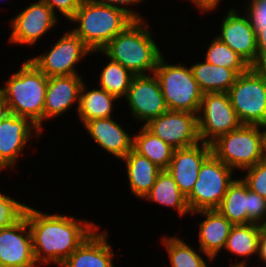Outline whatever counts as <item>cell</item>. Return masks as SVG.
Segmentation results:
<instances>
[{
  "label": "cell",
  "mask_w": 266,
  "mask_h": 267,
  "mask_svg": "<svg viewBox=\"0 0 266 267\" xmlns=\"http://www.w3.org/2000/svg\"><path fill=\"white\" fill-rule=\"evenodd\" d=\"M162 242L165 244L172 267H207L200 254L180 238L166 236Z\"/></svg>",
  "instance_id": "obj_31"
},
{
  "label": "cell",
  "mask_w": 266,
  "mask_h": 267,
  "mask_svg": "<svg viewBox=\"0 0 266 267\" xmlns=\"http://www.w3.org/2000/svg\"><path fill=\"white\" fill-rule=\"evenodd\" d=\"M246 261L244 260V262H239L238 264H233V265H230V267H246Z\"/></svg>",
  "instance_id": "obj_45"
},
{
  "label": "cell",
  "mask_w": 266,
  "mask_h": 267,
  "mask_svg": "<svg viewBox=\"0 0 266 267\" xmlns=\"http://www.w3.org/2000/svg\"><path fill=\"white\" fill-rule=\"evenodd\" d=\"M25 214L38 264L53 262L61 265L98 228L90 221L76 220L68 215L46 214L29 206Z\"/></svg>",
  "instance_id": "obj_1"
},
{
  "label": "cell",
  "mask_w": 266,
  "mask_h": 267,
  "mask_svg": "<svg viewBox=\"0 0 266 267\" xmlns=\"http://www.w3.org/2000/svg\"><path fill=\"white\" fill-rule=\"evenodd\" d=\"M174 149L186 148L200 143L197 114L167 110L144 125Z\"/></svg>",
  "instance_id": "obj_11"
},
{
  "label": "cell",
  "mask_w": 266,
  "mask_h": 267,
  "mask_svg": "<svg viewBox=\"0 0 266 267\" xmlns=\"http://www.w3.org/2000/svg\"><path fill=\"white\" fill-rule=\"evenodd\" d=\"M125 97L132 115L145 125L168 110L154 73L153 76L135 75Z\"/></svg>",
  "instance_id": "obj_12"
},
{
  "label": "cell",
  "mask_w": 266,
  "mask_h": 267,
  "mask_svg": "<svg viewBox=\"0 0 266 267\" xmlns=\"http://www.w3.org/2000/svg\"><path fill=\"white\" fill-rule=\"evenodd\" d=\"M248 4L246 14L254 29L266 27V0L250 1Z\"/></svg>",
  "instance_id": "obj_35"
},
{
  "label": "cell",
  "mask_w": 266,
  "mask_h": 267,
  "mask_svg": "<svg viewBox=\"0 0 266 267\" xmlns=\"http://www.w3.org/2000/svg\"><path fill=\"white\" fill-rule=\"evenodd\" d=\"M33 130L39 138L40 129L27 117L6 112L0 118V170L16 164Z\"/></svg>",
  "instance_id": "obj_14"
},
{
  "label": "cell",
  "mask_w": 266,
  "mask_h": 267,
  "mask_svg": "<svg viewBox=\"0 0 266 267\" xmlns=\"http://www.w3.org/2000/svg\"><path fill=\"white\" fill-rule=\"evenodd\" d=\"M85 86L83 83L77 105L80 121L85 124L93 119L112 117V105L118 98L101 88L86 91Z\"/></svg>",
  "instance_id": "obj_26"
},
{
  "label": "cell",
  "mask_w": 266,
  "mask_h": 267,
  "mask_svg": "<svg viewBox=\"0 0 266 267\" xmlns=\"http://www.w3.org/2000/svg\"><path fill=\"white\" fill-rule=\"evenodd\" d=\"M27 206L10 196L0 193V229L7 228L18 222L24 215Z\"/></svg>",
  "instance_id": "obj_32"
},
{
  "label": "cell",
  "mask_w": 266,
  "mask_h": 267,
  "mask_svg": "<svg viewBox=\"0 0 266 267\" xmlns=\"http://www.w3.org/2000/svg\"><path fill=\"white\" fill-rule=\"evenodd\" d=\"M247 175L242 179L248 188L266 199V159L247 168Z\"/></svg>",
  "instance_id": "obj_33"
},
{
  "label": "cell",
  "mask_w": 266,
  "mask_h": 267,
  "mask_svg": "<svg viewBox=\"0 0 266 267\" xmlns=\"http://www.w3.org/2000/svg\"><path fill=\"white\" fill-rule=\"evenodd\" d=\"M197 121L200 141L209 144L220 135L229 133L242 125L232 107L228 93L220 92L203 94Z\"/></svg>",
  "instance_id": "obj_9"
},
{
  "label": "cell",
  "mask_w": 266,
  "mask_h": 267,
  "mask_svg": "<svg viewBox=\"0 0 266 267\" xmlns=\"http://www.w3.org/2000/svg\"><path fill=\"white\" fill-rule=\"evenodd\" d=\"M48 77L30 60L0 88L6 110L29 118L41 131Z\"/></svg>",
  "instance_id": "obj_3"
},
{
  "label": "cell",
  "mask_w": 266,
  "mask_h": 267,
  "mask_svg": "<svg viewBox=\"0 0 266 267\" xmlns=\"http://www.w3.org/2000/svg\"><path fill=\"white\" fill-rule=\"evenodd\" d=\"M248 219L255 224H259L266 215V199L249 189V209H247Z\"/></svg>",
  "instance_id": "obj_34"
},
{
  "label": "cell",
  "mask_w": 266,
  "mask_h": 267,
  "mask_svg": "<svg viewBox=\"0 0 266 267\" xmlns=\"http://www.w3.org/2000/svg\"><path fill=\"white\" fill-rule=\"evenodd\" d=\"M265 220H261L259 223V228H260V233L261 234H266V215L264 216Z\"/></svg>",
  "instance_id": "obj_43"
},
{
  "label": "cell",
  "mask_w": 266,
  "mask_h": 267,
  "mask_svg": "<svg viewBox=\"0 0 266 267\" xmlns=\"http://www.w3.org/2000/svg\"><path fill=\"white\" fill-rule=\"evenodd\" d=\"M92 50L72 30L66 32L49 52L30 59L47 77L78 75L75 64Z\"/></svg>",
  "instance_id": "obj_10"
},
{
  "label": "cell",
  "mask_w": 266,
  "mask_h": 267,
  "mask_svg": "<svg viewBox=\"0 0 266 267\" xmlns=\"http://www.w3.org/2000/svg\"><path fill=\"white\" fill-rule=\"evenodd\" d=\"M10 42L16 44H34L57 22L56 13L42 0L26 7L11 20Z\"/></svg>",
  "instance_id": "obj_15"
},
{
  "label": "cell",
  "mask_w": 266,
  "mask_h": 267,
  "mask_svg": "<svg viewBox=\"0 0 266 267\" xmlns=\"http://www.w3.org/2000/svg\"><path fill=\"white\" fill-rule=\"evenodd\" d=\"M249 188L242 179L234 180L217 210L233 225L251 224L248 219Z\"/></svg>",
  "instance_id": "obj_24"
},
{
  "label": "cell",
  "mask_w": 266,
  "mask_h": 267,
  "mask_svg": "<svg viewBox=\"0 0 266 267\" xmlns=\"http://www.w3.org/2000/svg\"><path fill=\"white\" fill-rule=\"evenodd\" d=\"M7 112L3 95L0 93V118Z\"/></svg>",
  "instance_id": "obj_42"
},
{
  "label": "cell",
  "mask_w": 266,
  "mask_h": 267,
  "mask_svg": "<svg viewBox=\"0 0 266 267\" xmlns=\"http://www.w3.org/2000/svg\"><path fill=\"white\" fill-rule=\"evenodd\" d=\"M237 13L234 8L228 11L221 23V34L217 38L240 55L251 68L256 69V30L248 15L241 16Z\"/></svg>",
  "instance_id": "obj_16"
},
{
  "label": "cell",
  "mask_w": 266,
  "mask_h": 267,
  "mask_svg": "<svg viewBox=\"0 0 266 267\" xmlns=\"http://www.w3.org/2000/svg\"><path fill=\"white\" fill-rule=\"evenodd\" d=\"M211 154V145L205 142L175 149L166 170L186 197L191 193L193 185L197 181L201 165Z\"/></svg>",
  "instance_id": "obj_17"
},
{
  "label": "cell",
  "mask_w": 266,
  "mask_h": 267,
  "mask_svg": "<svg viewBox=\"0 0 266 267\" xmlns=\"http://www.w3.org/2000/svg\"><path fill=\"white\" fill-rule=\"evenodd\" d=\"M258 254L261 260H263L266 263V234L260 235Z\"/></svg>",
  "instance_id": "obj_40"
},
{
  "label": "cell",
  "mask_w": 266,
  "mask_h": 267,
  "mask_svg": "<svg viewBox=\"0 0 266 267\" xmlns=\"http://www.w3.org/2000/svg\"><path fill=\"white\" fill-rule=\"evenodd\" d=\"M78 27L72 31L93 51H101L134 19L123 9L84 0L70 19Z\"/></svg>",
  "instance_id": "obj_4"
},
{
  "label": "cell",
  "mask_w": 266,
  "mask_h": 267,
  "mask_svg": "<svg viewBox=\"0 0 266 267\" xmlns=\"http://www.w3.org/2000/svg\"><path fill=\"white\" fill-rule=\"evenodd\" d=\"M96 143L110 155L122 159L132 149L133 137L110 118H97L84 124Z\"/></svg>",
  "instance_id": "obj_20"
},
{
  "label": "cell",
  "mask_w": 266,
  "mask_h": 267,
  "mask_svg": "<svg viewBox=\"0 0 266 267\" xmlns=\"http://www.w3.org/2000/svg\"><path fill=\"white\" fill-rule=\"evenodd\" d=\"M144 20H134L118 33L101 51L134 75L154 73L162 56Z\"/></svg>",
  "instance_id": "obj_2"
},
{
  "label": "cell",
  "mask_w": 266,
  "mask_h": 267,
  "mask_svg": "<svg viewBox=\"0 0 266 267\" xmlns=\"http://www.w3.org/2000/svg\"><path fill=\"white\" fill-rule=\"evenodd\" d=\"M93 1L100 3V4H105V5L121 8L124 11H126L134 20H142L141 16H139L138 13L136 14V12L134 13L133 10L125 7L130 4H135L139 2L141 3L142 0H93Z\"/></svg>",
  "instance_id": "obj_38"
},
{
  "label": "cell",
  "mask_w": 266,
  "mask_h": 267,
  "mask_svg": "<svg viewBox=\"0 0 266 267\" xmlns=\"http://www.w3.org/2000/svg\"><path fill=\"white\" fill-rule=\"evenodd\" d=\"M258 70L260 71V73L264 76L265 80H266V65H262L258 68Z\"/></svg>",
  "instance_id": "obj_44"
},
{
  "label": "cell",
  "mask_w": 266,
  "mask_h": 267,
  "mask_svg": "<svg viewBox=\"0 0 266 267\" xmlns=\"http://www.w3.org/2000/svg\"><path fill=\"white\" fill-rule=\"evenodd\" d=\"M190 68L203 93H227L238 77L233 69L210 64L206 61L196 63Z\"/></svg>",
  "instance_id": "obj_23"
},
{
  "label": "cell",
  "mask_w": 266,
  "mask_h": 267,
  "mask_svg": "<svg viewBox=\"0 0 266 267\" xmlns=\"http://www.w3.org/2000/svg\"><path fill=\"white\" fill-rule=\"evenodd\" d=\"M260 125L242 124L210 143L212 154L232 170L247 169L263 160Z\"/></svg>",
  "instance_id": "obj_6"
},
{
  "label": "cell",
  "mask_w": 266,
  "mask_h": 267,
  "mask_svg": "<svg viewBox=\"0 0 266 267\" xmlns=\"http://www.w3.org/2000/svg\"><path fill=\"white\" fill-rule=\"evenodd\" d=\"M206 53V62L233 69L238 75L250 68V65L240 55L217 37L212 40Z\"/></svg>",
  "instance_id": "obj_30"
},
{
  "label": "cell",
  "mask_w": 266,
  "mask_h": 267,
  "mask_svg": "<svg viewBox=\"0 0 266 267\" xmlns=\"http://www.w3.org/2000/svg\"><path fill=\"white\" fill-rule=\"evenodd\" d=\"M112 246L107 242L106 232L96 229L60 265L63 267H115Z\"/></svg>",
  "instance_id": "obj_19"
},
{
  "label": "cell",
  "mask_w": 266,
  "mask_h": 267,
  "mask_svg": "<svg viewBox=\"0 0 266 267\" xmlns=\"http://www.w3.org/2000/svg\"><path fill=\"white\" fill-rule=\"evenodd\" d=\"M257 53H256V69L262 65H266V27H262L256 31Z\"/></svg>",
  "instance_id": "obj_37"
},
{
  "label": "cell",
  "mask_w": 266,
  "mask_h": 267,
  "mask_svg": "<svg viewBox=\"0 0 266 267\" xmlns=\"http://www.w3.org/2000/svg\"><path fill=\"white\" fill-rule=\"evenodd\" d=\"M227 93L242 124L266 125V80L258 69L239 74Z\"/></svg>",
  "instance_id": "obj_7"
},
{
  "label": "cell",
  "mask_w": 266,
  "mask_h": 267,
  "mask_svg": "<svg viewBox=\"0 0 266 267\" xmlns=\"http://www.w3.org/2000/svg\"><path fill=\"white\" fill-rule=\"evenodd\" d=\"M154 74L159 81L168 110L198 115L204 93L194 79L191 68L182 64L169 65L161 56Z\"/></svg>",
  "instance_id": "obj_5"
},
{
  "label": "cell",
  "mask_w": 266,
  "mask_h": 267,
  "mask_svg": "<svg viewBox=\"0 0 266 267\" xmlns=\"http://www.w3.org/2000/svg\"><path fill=\"white\" fill-rule=\"evenodd\" d=\"M196 213L206 217L199 223V250L211 261L224 249L233 224L217 209L193 212Z\"/></svg>",
  "instance_id": "obj_21"
},
{
  "label": "cell",
  "mask_w": 266,
  "mask_h": 267,
  "mask_svg": "<svg viewBox=\"0 0 266 267\" xmlns=\"http://www.w3.org/2000/svg\"><path fill=\"white\" fill-rule=\"evenodd\" d=\"M233 170L211 154L201 165L197 181L186 197L191 213L217 209L232 179Z\"/></svg>",
  "instance_id": "obj_8"
},
{
  "label": "cell",
  "mask_w": 266,
  "mask_h": 267,
  "mask_svg": "<svg viewBox=\"0 0 266 267\" xmlns=\"http://www.w3.org/2000/svg\"><path fill=\"white\" fill-rule=\"evenodd\" d=\"M44 1L51 10L55 13L57 8L59 12L67 19H71L77 9L82 5L84 0H42Z\"/></svg>",
  "instance_id": "obj_36"
},
{
  "label": "cell",
  "mask_w": 266,
  "mask_h": 267,
  "mask_svg": "<svg viewBox=\"0 0 266 267\" xmlns=\"http://www.w3.org/2000/svg\"><path fill=\"white\" fill-rule=\"evenodd\" d=\"M195 6L199 8V10L203 11H209V10H214L216 6L219 4L221 0H191Z\"/></svg>",
  "instance_id": "obj_39"
},
{
  "label": "cell",
  "mask_w": 266,
  "mask_h": 267,
  "mask_svg": "<svg viewBox=\"0 0 266 267\" xmlns=\"http://www.w3.org/2000/svg\"><path fill=\"white\" fill-rule=\"evenodd\" d=\"M0 262L3 267L37 266L26 214L15 224L0 229Z\"/></svg>",
  "instance_id": "obj_13"
},
{
  "label": "cell",
  "mask_w": 266,
  "mask_h": 267,
  "mask_svg": "<svg viewBox=\"0 0 266 267\" xmlns=\"http://www.w3.org/2000/svg\"><path fill=\"white\" fill-rule=\"evenodd\" d=\"M132 149L138 154L147 157L162 170L168 168L175 151L171 145L155 136L144 125L139 134L133 136Z\"/></svg>",
  "instance_id": "obj_25"
},
{
  "label": "cell",
  "mask_w": 266,
  "mask_h": 267,
  "mask_svg": "<svg viewBox=\"0 0 266 267\" xmlns=\"http://www.w3.org/2000/svg\"><path fill=\"white\" fill-rule=\"evenodd\" d=\"M121 160L126 162L127 176L131 191L137 197L145 199V196L151 190L162 169L133 149Z\"/></svg>",
  "instance_id": "obj_22"
},
{
  "label": "cell",
  "mask_w": 266,
  "mask_h": 267,
  "mask_svg": "<svg viewBox=\"0 0 266 267\" xmlns=\"http://www.w3.org/2000/svg\"><path fill=\"white\" fill-rule=\"evenodd\" d=\"M109 60L110 62L99 75V88L104 89L119 99L126 96L135 75L121 64L111 59Z\"/></svg>",
  "instance_id": "obj_29"
},
{
  "label": "cell",
  "mask_w": 266,
  "mask_h": 267,
  "mask_svg": "<svg viewBox=\"0 0 266 267\" xmlns=\"http://www.w3.org/2000/svg\"><path fill=\"white\" fill-rule=\"evenodd\" d=\"M83 83L79 75L48 77L43 121L65 113L74 101L79 104Z\"/></svg>",
  "instance_id": "obj_18"
},
{
  "label": "cell",
  "mask_w": 266,
  "mask_h": 267,
  "mask_svg": "<svg viewBox=\"0 0 266 267\" xmlns=\"http://www.w3.org/2000/svg\"><path fill=\"white\" fill-rule=\"evenodd\" d=\"M263 127L264 131L262 133V146H263V157L266 159V125H262L261 128Z\"/></svg>",
  "instance_id": "obj_41"
},
{
  "label": "cell",
  "mask_w": 266,
  "mask_h": 267,
  "mask_svg": "<svg viewBox=\"0 0 266 267\" xmlns=\"http://www.w3.org/2000/svg\"><path fill=\"white\" fill-rule=\"evenodd\" d=\"M146 199L162 204L164 206L172 207L178 211L179 215L190 213L187 204L186 196L180 191L174 178L167 170H162L149 193L145 196Z\"/></svg>",
  "instance_id": "obj_27"
},
{
  "label": "cell",
  "mask_w": 266,
  "mask_h": 267,
  "mask_svg": "<svg viewBox=\"0 0 266 267\" xmlns=\"http://www.w3.org/2000/svg\"><path fill=\"white\" fill-rule=\"evenodd\" d=\"M260 235L259 224L233 225L224 249L243 257L254 253L258 255Z\"/></svg>",
  "instance_id": "obj_28"
}]
</instances>
